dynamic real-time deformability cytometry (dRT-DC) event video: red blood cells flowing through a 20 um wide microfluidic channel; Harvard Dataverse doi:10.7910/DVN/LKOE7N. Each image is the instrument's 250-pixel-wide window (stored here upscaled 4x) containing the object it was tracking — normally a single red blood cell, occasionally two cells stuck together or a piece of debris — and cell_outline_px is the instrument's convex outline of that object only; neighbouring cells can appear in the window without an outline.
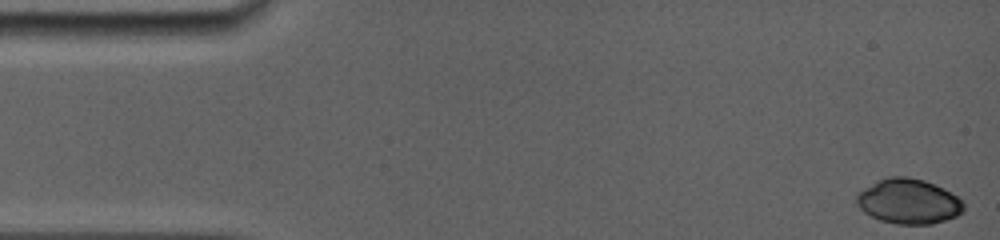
{"species": "common noctule bat (a hibernating species)", "species_latin": "Nyctalus noctula", "temperature_condition": "room temperature", "stored_images_in_passage": 35, "camera_frame_rate_fps": 5000, "um_per_image_px": 0.085, "animal": {"sex": "female", "body_mass_g": 19.0, "forearm_length_mm": 56.7}, "frame": {"image": 1, "passage_image": 1, "time_ms": 0.0, "image_size_px": [1000, 240], "cell_outline_px": [[964, 208], [956, 216], [932, 224], [896, 224], [880, 220], [864, 212], [856, 204], [856, 196], [864, 188], [888, 176], [908, 176], [924, 180], [944, 188], [956, 196], [964, 204]], "centroid_in_image_um": [77.22, 17.11], "position_along_channel_um": 7.8, "area_um2": 27.86}}
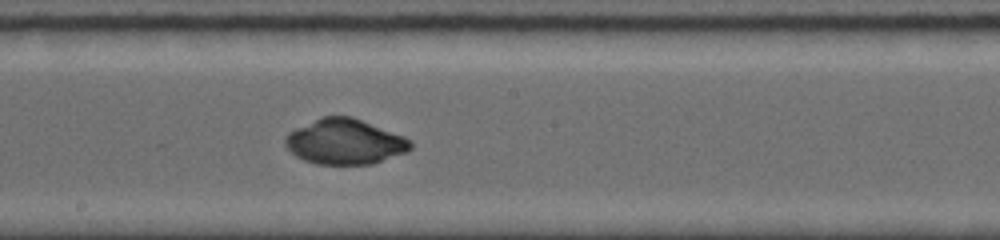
{"frame": {"image": 2, "passage_image": 20, "time_ms": 8.6, "image_size_px": [1000, 240], "cell_outline_px": [[412, 148], [408, 152], [372, 164], [316, 164], [304, 160], [296, 156], [284, 144], [284, 140], [288, 132], [320, 116], [352, 116], [404, 136], [412, 140]], "centroid_in_image_um": [29.33, 12.04], "position_along_channel_um": 218.9, "area_um2": 33.23}}
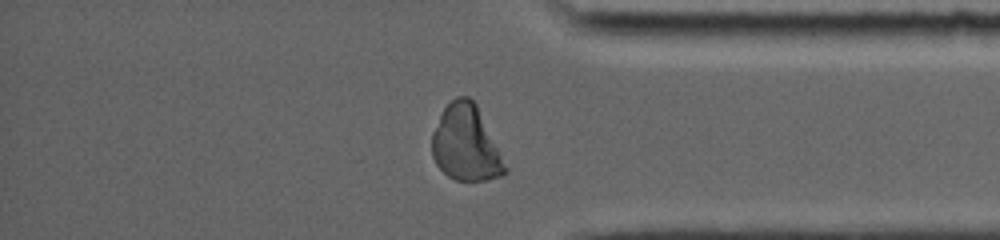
{"frame": {"image": 3, "passage_image": 34, "time_ms": 13.2, "image_size_px": [1000, 240], "cell_outline_px": [[508, 172], [504, 176], [484, 180], [456, 180], [448, 176], [436, 164], [432, 156], [432, 132], [444, 108], [456, 96], [468, 96], [476, 104], [508, 168]], "centroid_in_image_um": [39.61, 12.21], "position_along_channel_um": 395.6, "area_um2": 32.02}}